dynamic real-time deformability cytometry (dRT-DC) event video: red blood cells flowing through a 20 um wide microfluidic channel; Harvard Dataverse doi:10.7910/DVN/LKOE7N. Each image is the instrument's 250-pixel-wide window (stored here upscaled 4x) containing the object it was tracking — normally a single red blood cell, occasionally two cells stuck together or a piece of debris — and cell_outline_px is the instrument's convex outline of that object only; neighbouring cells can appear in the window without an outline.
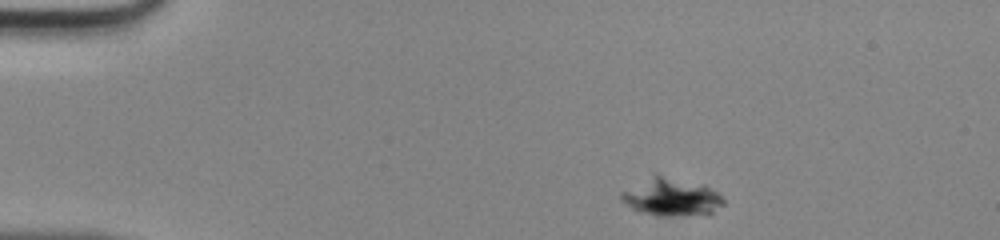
{"species": "human", "species_latin": "Homo sapiens", "temperature_condition": "room temperature", "stored_images_in_passage": 43, "camera_frame_rate_fps": 3000, "um_per_image_px": 0.085, "donor": {"sex": "male"}, "frame": {"image": 1, "passage_image": 1, "time_ms": 0.0, "image_size_px": [1000, 240], "cell_outline_px": [[724, 204], [708, 216], [656, 216], [640, 212], [632, 208], [620, 200], [620, 192], [652, 172], [656, 172], [704, 184], [716, 192], [724, 200]], "centroid_in_image_um": [57.04, 16.73], "position_along_channel_um": 28.0, "area_um2": 23.58}}
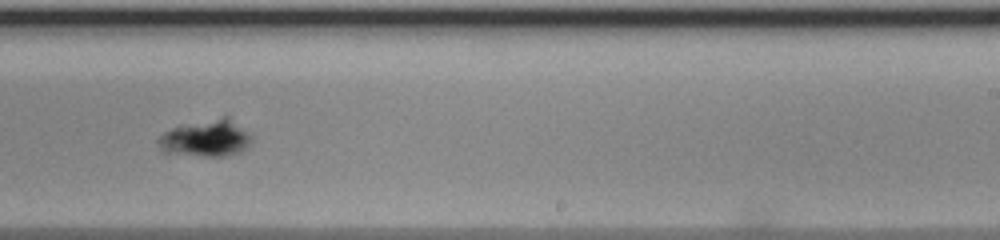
{"frame": {"image": 2, "passage_image": 25, "time_ms": 8.0, "image_size_px": [1000, 240], "cell_outline_px": [[252, 140], [240, 152], [224, 156], [204, 156], [160, 152], [156, 144], [156, 140], [164, 132], [180, 124], [224, 116], [228, 116], [248, 132], [252, 136]], "centroid_in_image_um": [17.45, 11.74], "position_along_channel_um": 271.5, "area_um2": 20.29}}
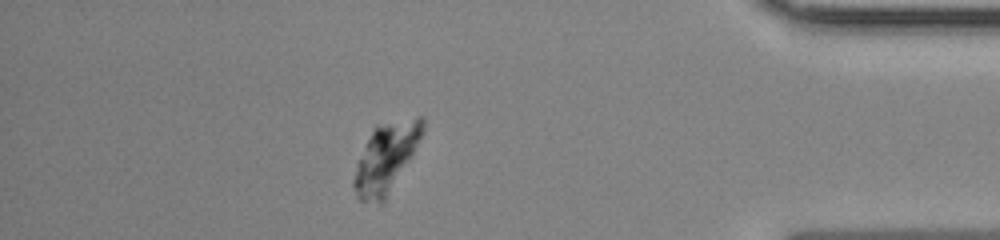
{"frame": {"image": 3, "passage_image": 37, "time_ms": 12.0, "image_size_px": [1000, 240], "cell_outline_px": [[424, 132], [412, 156], [384, 204], [380, 204], [360, 200], [356, 196], [352, 184], [352, 180], [356, 164], [364, 144], [372, 128], [376, 124], [416, 116], [424, 116]], "centroid_in_image_um": [32.8, 13.41], "position_along_channel_um": 402.4, "area_um2": 28.44}}